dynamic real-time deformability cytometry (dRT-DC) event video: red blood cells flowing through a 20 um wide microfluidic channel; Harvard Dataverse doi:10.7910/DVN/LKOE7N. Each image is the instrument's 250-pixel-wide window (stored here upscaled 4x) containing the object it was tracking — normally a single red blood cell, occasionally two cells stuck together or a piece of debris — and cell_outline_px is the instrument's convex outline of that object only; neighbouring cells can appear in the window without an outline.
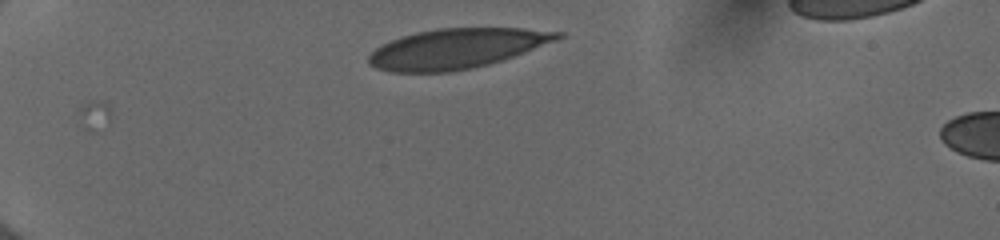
{"species": "human", "species_latin": "Homo sapiens", "temperature_condition": "cold", "stored_images_in_passage": 13, "camera_frame_rate_fps": 3000, "um_per_image_px": 0.085, "donor": {"sex": "female"}, "frame": {"image": 1, "passage_image": 1, "time_ms": 0.0, "image_size_px": [1000, 240], "cell_outline_px": [[564, 36], [556, 40], [512, 56], [488, 64], [472, 68], [448, 72], [392, 72], [376, 68], [368, 64], [368, 56], [376, 48], [400, 36], [416, 32], [440, 28], [524, 28], [564, 32]], "centroid_in_image_um": [38.79, 4.12], "position_along_channel_um": 46.2, "area_um2": 43.58}}
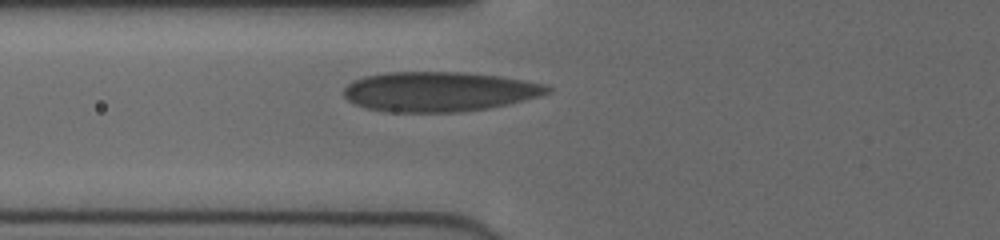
{"frame": {"image": 2, "passage_image": 8, "time_ms": 2.333, "image_size_px": [1000, 240], "cell_outline_px": [[552, 92], [540, 96], [524, 100], [484, 108], [460, 112], [388, 112], [364, 108], [348, 100], [344, 96], [344, 88], [352, 80], [364, 76], [384, 72], [464, 72], [500, 76], [524, 80], [544, 84], [552, 88]], "centroid_in_image_um": [37.29, 7.78], "position_along_channel_um": 88.5, "area_um2": 47.28}}